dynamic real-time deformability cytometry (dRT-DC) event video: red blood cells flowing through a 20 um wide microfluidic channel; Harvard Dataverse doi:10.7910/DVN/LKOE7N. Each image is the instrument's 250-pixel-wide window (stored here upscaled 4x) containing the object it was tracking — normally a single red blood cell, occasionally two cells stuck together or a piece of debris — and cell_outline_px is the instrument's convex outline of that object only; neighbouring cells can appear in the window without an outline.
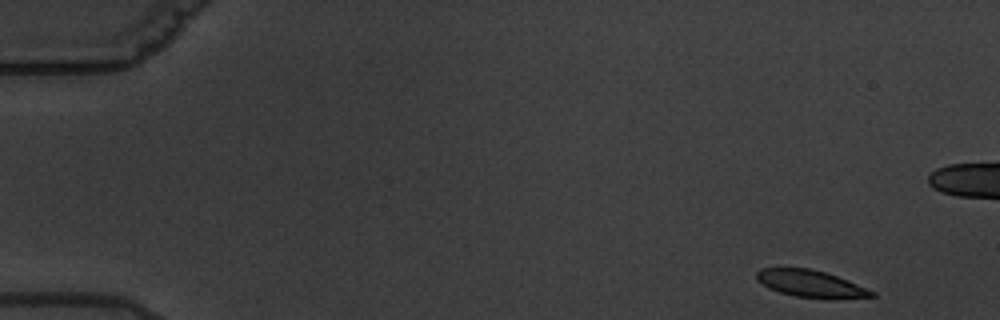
{"species": "common noctule bat (a hibernating species)", "species_latin": "Nyctalus noctula", "temperature_condition": "warm", "stored_images_in_passage": 6, "camera_frame_rate_fps": 3000, "um_per_image_px": 0.085, "animal": {"sex": "male", "body_mass_g": 19.5, "forearm_length_mm": 54.6}, "frame": {"image": 1, "passage_image": 1, "time_ms": 0.0, "image_size_px": [1000, 320], "cell_outline_px": [[876, 296], [796, 296], [780, 292], [768, 288], [756, 280], [756, 272], [760, 268], [812, 268], [848, 280], [876, 292]], "centroid_in_image_um": [68.79, 24.05], "position_along_channel_um": 16.2, "area_um2": 17.22}}